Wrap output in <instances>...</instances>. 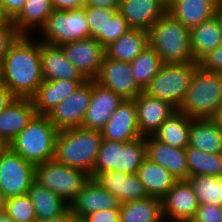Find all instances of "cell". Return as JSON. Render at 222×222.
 <instances>
[{
	"label": "cell",
	"instance_id": "19",
	"mask_svg": "<svg viewBox=\"0 0 222 222\" xmlns=\"http://www.w3.org/2000/svg\"><path fill=\"white\" fill-rule=\"evenodd\" d=\"M146 158L166 168L177 180L189 178L185 148H176L145 136Z\"/></svg>",
	"mask_w": 222,
	"mask_h": 222
},
{
	"label": "cell",
	"instance_id": "46",
	"mask_svg": "<svg viewBox=\"0 0 222 222\" xmlns=\"http://www.w3.org/2000/svg\"><path fill=\"white\" fill-rule=\"evenodd\" d=\"M53 10L68 11L85 7L84 0H51Z\"/></svg>",
	"mask_w": 222,
	"mask_h": 222
},
{
	"label": "cell",
	"instance_id": "32",
	"mask_svg": "<svg viewBox=\"0 0 222 222\" xmlns=\"http://www.w3.org/2000/svg\"><path fill=\"white\" fill-rule=\"evenodd\" d=\"M27 194L32 200L37 221L57 217L69 208L62 198L36 180L31 184Z\"/></svg>",
	"mask_w": 222,
	"mask_h": 222
},
{
	"label": "cell",
	"instance_id": "13",
	"mask_svg": "<svg viewBox=\"0 0 222 222\" xmlns=\"http://www.w3.org/2000/svg\"><path fill=\"white\" fill-rule=\"evenodd\" d=\"M161 200L165 222H191L199 206L188 180H177Z\"/></svg>",
	"mask_w": 222,
	"mask_h": 222
},
{
	"label": "cell",
	"instance_id": "7",
	"mask_svg": "<svg viewBox=\"0 0 222 222\" xmlns=\"http://www.w3.org/2000/svg\"><path fill=\"white\" fill-rule=\"evenodd\" d=\"M36 35L40 41L57 46L90 38L84 7L68 11L53 10Z\"/></svg>",
	"mask_w": 222,
	"mask_h": 222
},
{
	"label": "cell",
	"instance_id": "9",
	"mask_svg": "<svg viewBox=\"0 0 222 222\" xmlns=\"http://www.w3.org/2000/svg\"><path fill=\"white\" fill-rule=\"evenodd\" d=\"M35 181V166L6 146L0 152V189L7 198L27 194Z\"/></svg>",
	"mask_w": 222,
	"mask_h": 222
},
{
	"label": "cell",
	"instance_id": "23",
	"mask_svg": "<svg viewBox=\"0 0 222 222\" xmlns=\"http://www.w3.org/2000/svg\"><path fill=\"white\" fill-rule=\"evenodd\" d=\"M86 80H44L31 98L36 114L47 115L65 98L75 92Z\"/></svg>",
	"mask_w": 222,
	"mask_h": 222
},
{
	"label": "cell",
	"instance_id": "8",
	"mask_svg": "<svg viewBox=\"0 0 222 222\" xmlns=\"http://www.w3.org/2000/svg\"><path fill=\"white\" fill-rule=\"evenodd\" d=\"M90 179L84 171L55 160L35 166V180L62 198L68 205Z\"/></svg>",
	"mask_w": 222,
	"mask_h": 222
},
{
	"label": "cell",
	"instance_id": "53",
	"mask_svg": "<svg viewBox=\"0 0 222 222\" xmlns=\"http://www.w3.org/2000/svg\"><path fill=\"white\" fill-rule=\"evenodd\" d=\"M9 19L5 16L3 9L0 6V26L5 24Z\"/></svg>",
	"mask_w": 222,
	"mask_h": 222
},
{
	"label": "cell",
	"instance_id": "27",
	"mask_svg": "<svg viewBox=\"0 0 222 222\" xmlns=\"http://www.w3.org/2000/svg\"><path fill=\"white\" fill-rule=\"evenodd\" d=\"M137 175L148 196L162 199L173 187L177 179L163 166L145 158Z\"/></svg>",
	"mask_w": 222,
	"mask_h": 222
},
{
	"label": "cell",
	"instance_id": "56",
	"mask_svg": "<svg viewBox=\"0 0 222 222\" xmlns=\"http://www.w3.org/2000/svg\"><path fill=\"white\" fill-rule=\"evenodd\" d=\"M6 147V145L0 140V152Z\"/></svg>",
	"mask_w": 222,
	"mask_h": 222
},
{
	"label": "cell",
	"instance_id": "17",
	"mask_svg": "<svg viewBox=\"0 0 222 222\" xmlns=\"http://www.w3.org/2000/svg\"><path fill=\"white\" fill-rule=\"evenodd\" d=\"M93 179L115 196L120 203L149 197L137 173L126 174L120 171H106L98 173Z\"/></svg>",
	"mask_w": 222,
	"mask_h": 222
},
{
	"label": "cell",
	"instance_id": "14",
	"mask_svg": "<svg viewBox=\"0 0 222 222\" xmlns=\"http://www.w3.org/2000/svg\"><path fill=\"white\" fill-rule=\"evenodd\" d=\"M124 99L92 80V94L82 128L101 131Z\"/></svg>",
	"mask_w": 222,
	"mask_h": 222
},
{
	"label": "cell",
	"instance_id": "16",
	"mask_svg": "<svg viewBox=\"0 0 222 222\" xmlns=\"http://www.w3.org/2000/svg\"><path fill=\"white\" fill-rule=\"evenodd\" d=\"M120 206L118 199L101 187L94 179H89L83 189L70 202L69 209L80 222L87 214Z\"/></svg>",
	"mask_w": 222,
	"mask_h": 222
},
{
	"label": "cell",
	"instance_id": "34",
	"mask_svg": "<svg viewBox=\"0 0 222 222\" xmlns=\"http://www.w3.org/2000/svg\"><path fill=\"white\" fill-rule=\"evenodd\" d=\"M162 65L161 58L150 45L130 63L132 75L143 91Z\"/></svg>",
	"mask_w": 222,
	"mask_h": 222
},
{
	"label": "cell",
	"instance_id": "36",
	"mask_svg": "<svg viewBox=\"0 0 222 222\" xmlns=\"http://www.w3.org/2000/svg\"><path fill=\"white\" fill-rule=\"evenodd\" d=\"M187 180L192 186L199 204L222 206V177L196 175Z\"/></svg>",
	"mask_w": 222,
	"mask_h": 222
},
{
	"label": "cell",
	"instance_id": "33",
	"mask_svg": "<svg viewBox=\"0 0 222 222\" xmlns=\"http://www.w3.org/2000/svg\"><path fill=\"white\" fill-rule=\"evenodd\" d=\"M189 177L210 175L222 177V153H208L187 146L185 148Z\"/></svg>",
	"mask_w": 222,
	"mask_h": 222
},
{
	"label": "cell",
	"instance_id": "35",
	"mask_svg": "<svg viewBox=\"0 0 222 222\" xmlns=\"http://www.w3.org/2000/svg\"><path fill=\"white\" fill-rule=\"evenodd\" d=\"M145 158V136L127 143L119 141L118 167H115V171L135 174Z\"/></svg>",
	"mask_w": 222,
	"mask_h": 222
},
{
	"label": "cell",
	"instance_id": "41",
	"mask_svg": "<svg viewBox=\"0 0 222 222\" xmlns=\"http://www.w3.org/2000/svg\"><path fill=\"white\" fill-rule=\"evenodd\" d=\"M191 222H222V206L199 204Z\"/></svg>",
	"mask_w": 222,
	"mask_h": 222
},
{
	"label": "cell",
	"instance_id": "10",
	"mask_svg": "<svg viewBox=\"0 0 222 222\" xmlns=\"http://www.w3.org/2000/svg\"><path fill=\"white\" fill-rule=\"evenodd\" d=\"M92 94V80H86L75 92L60 102L48 114L58 131L81 127Z\"/></svg>",
	"mask_w": 222,
	"mask_h": 222
},
{
	"label": "cell",
	"instance_id": "15",
	"mask_svg": "<svg viewBox=\"0 0 222 222\" xmlns=\"http://www.w3.org/2000/svg\"><path fill=\"white\" fill-rule=\"evenodd\" d=\"M102 139L131 142L142 135L137 123V109L134 100L124 99L116 108L104 128Z\"/></svg>",
	"mask_w": 222,
	"mask_h": 222
},
{
	"label": "cell",
	"instance_id": "20",
	"mask_svg": "<svg viewBox=\"0 0 222 222\" xmlns=\"http://www.w3.org/2000/svg\"><path fill=\"white\" fill-rule=\"evenodd\" d=\"M118 12L130 28L149 31L167 7L160 0H120Z\"/></svg>",
	"mask_w": 222,
	"mask_h": 222
},
{
	"label": "cell",
	"instance_id": "52",
	"mask_svg": "<svg viewBox=\"0 0 222 222\" xmlns=\"http://www.w3.org/2000/svg\"><path fill=\"white\" fill-rule=\"evenodd\" d=\"M216 15L218 16V19L220 20V26L222 30V1H220L217 6Z\"/></svg>",
	"mask_w": 222,
	"mask_h": 222
},
{
	"label": "cell",
	"instance_id": "22",
	"mask_svg": "<svg viewBox=\"0 0 222 222\" xmlns=\"http://www.w3.org/2000/svg\"><path fill=\"white\" fill-rule=\"evenodd\" d=\"M40 59L44 80H86L66 58L61 46L40 41Z\"/></svg>",
	"mask_w": 222,
	"mask_h": 222
},
{
	"label": "cell",
	"instance_id": "21",
	"mask_svg": "<svg viewBox=\"0 0 222 222\" xmlns=\"http://www.w3.org/2000/svg\"><path fill=\"white\" fill-rule=\"evenodd\" d=\"M35 115L31 98H15L0 112V140L7 146Z\"/></svg>",
	"mask_w": 222,
	"mask_h": 222
},
{
	"label": "cell",
	"instance_id": "55",
	"mask_svg": "<svg viewBox=\"0 0 222 222\" xmlns=\"http://www.w3.org/2000/svg\"><path fill=\"white\" fill-rule=\"evenodd\" d=\"M166 7H168L174 0H160Z\"/></svg>",
	"mask_w": 222,
	"mask_h": 222
},
{
	"label": "cell",
	"instance_id": "31",
	"mask_svg": "<svg viewBox=\"0 0 222 222\" xmlns=\"http://www.w3.org/2000/svg\"><path fill=\"white\" fill-rule=\"evenodd\" d=\"M120 222H165L162 200L149 196L120 203Z\"/></svg>",
	"mask_w": 222,
	"mask_h": 222
},
{
	"label": "cell",
	"instance_id": "24",
	"mask_svg": "<svg viewBox=\"0 0 222 222\" xmlns=\"http://www.w3.org/2000/svg\"><path fill=\"white\" fill-rule=\"evenodd\" d=\"M219 2L220 0H174L167 7V12L188 29H192L216 15Z\"/></svg>",
	"mask_w": 222,
	"mask_h": 222
},
{
	"label": "cell",
	"instance_id": "4",
	"mask_svg": "<svg viewBox=\"0 0 222 222\" xmlns=\"http://www.w3.org/2000/svg\"><path fill=\"white\" fill-rule=\"evenodd\" d=\"M149 45L163 63L194 62L190 29L166 12L148 31Z\"/></svg>",
	"mask_w": 222,
	"mask_h": 222
},
{
	"label": "cell",
	"instance_id": "57",
	"mask_svg": "<svg viewBox=\"0 0 222 222\" xmlns=\"http://www.w3.org/2000/svg\"><path fill=\"white\" fill-rule=\"evenodd\" d=\"M0 83H1V59H0Z\"/></svg>",
	"mask_w": 222,
	"mask_h": 222
},
{
	"label": "cell",
	"instance_id": "28",
	"mask_svg": "<svg viewBox=\"0 0 222 222\" xmlns=\"http://www.w3.org/2000/svg\"><path fill=\"white\" fill-rule=\"evenodd\" d=\"M188 146L208 153H222V131L213 119H192Z\"/></svg>",
	"mask_w": 222,
	"mask_h": 222
},
{
	"label": "cell",
	"instance_id": "25",
	"mask_svg": "<svg viewBox=\"0 0 222 222\" xmlns=\"http://www.w3.org/2000/svg\"><path fill=\"white\" fill-rule=\"evenodd\" d=\"M190 44L194 62L222 44V30L217 15L190 29Z\"/></svg>",
	"mask_w": 222,
	"mask_h": 222
},
{
	"label": "cell",
	"instance_id": "49",
	"mask_svg": "<svg viewBox=\"0 0 222 222\" xmlns=\"http://www.w3.org/2000/svg\"><path fill=\"white\" fill-rule=\"evenodd\" d=\"M37 222H78L74 215L70 212V209L68 208L63 214L53 217L50 219L37 221Z\"/></svg>",
	"mask_w": 222,
	"mask_h": 222
},
{
	"label": "cell",
	"instance_id": "47",
	"mask_svg": "<svg viewBox=\"0 0 222 222\" xmlns=\"http://www.w3.org/2000/svg\"><path fill=\"white\" fill-rule=\"evenodd\" d=\"M85 7H99L118 10L120 0H84Z\"/></svg>",
	"mask_w": 222,
	"mask_h": 222
},
{
	"label": "cell",
	"instance_id": "48",
	"mask_svg": "<svg viewBox=\"0 0 222 222\" xmlns=\"http://www.w3.org/2000/svg\"><path fill=\"white\" fill-rule=\"evenodd\" d=\"M16 97L1 82L0 83V112L4 110Z\"/></svg>",
	"mask_w": 222,
	"mask_h": 222
},
{
	"label": "cell",
	"instance_id": "1",
	"mask_svg": "<svg viewBox=\"0 0 222 222\" xmlns=\"http://www.w3.org/2000/svg\"><path fill=\"white\" fill-rule=\"evenodd\" d=\"M43 81L40 40L20 35L1 59V82L16 98H32Z\"/></svg>",
	"mask_w": 222,
	"mask_h": 222
},
{
	"label": "cell",
	"instance_id": "38",
	"mask_svg": "<svg viewBox=\"0 0 222 222\" xmlns=\"http://www.w3.org/2000/svg\"><path fill=\"white\" fill-rule=\"evenodd\" d=\"M118 158L119 141L103 139L90 178L93 179L98 173L115 171V167H118Z\"/></svg>",
	"mask_w": 222,
	"mask_h": 222
},
{
	"label": "cell",
	"instance_id": "51",
	"mask_svg": "<svg viewBox=\"0 0 222 222\" xmlns=\"http://www.w3.org/2000/svg\"><path fill=\"white\" fill-rule=\"evenodd\" d=\"M7 199L8 198L6 197V195L0 189V214H3L5 212Z\"/></svg>",
	"mask_w": 222,
	"mask_h": 222
},
{
	"label": "cell",
	"instance_id": "30",
	"mask_svg": "<svg viewBox=\"0 0 222 222\" xmlns=\"http://www.w3.org/2000/svg\"><path fill=\"white\" fill-rule=\"evenodd\" d=\"M191 117L178 110L166 119L153 133V137L176 148H186L189 143Z\"/></svg>",
	"mask_w": 222,
	"mask_h": 222
},
{
	"label": "cell",
	"instance_id": "54",
	"mask_svg": "<svg viewBox=\"0 0 222 222\" xmlns=\"http://www.w3.org/2000/svg\"><path fill=\"white\" fill-rule=\"evenodd\" d=\"M0 222H11L7 216L3 213V214H0Z\"/></svg>",
	"mask_w": 222,
	"mask_h": 222
},
{
	"label": "cell",
	"instance_id": "39",
	"mask_svg": "<svg viewBox=\"0 0 222 222\" xmlns=\"http://www.w3.org/2000/svg\"><path fill=\"white\" fill-rule=\"evenodd\" d=\"M129 29L127 21L117 11L114 15H107L105 34H99L96 39L106 48Z\"/></svg>",
	"mask_w": 222,
	"mask_h": 222
},
{
	"label": "cell",
	"instance_id": "5",
	"mask_svg": "<svg viewBox=\"0 0 222 222\" xmlns=\"http://www.w3.org/2000/svg\"><path fill=\"white\" fill-rule=\"evenodd\" d=\"M222 106V74L196 70L178 111L192 119H213Z\"/></svg>",
	"mask_w": 222,
	"mask_h": 222
},
{
	"label": "cell",
	"instance_id": "40",
	"mask_svg": "<svg viewBox=\"0 0 222 222\" xmlns=\"http://www.w3.org/2000/svg\"><path fill=\"white\" fill-rule=\"evenodd\" d=\"M84 10L89 26L90 38H96L99 34H105L107 15H114L118 11L92 6L84 7Z\"/></svg>",
	"mask_w": 222,
	"mask_h": 222
},
{
	"label": "cell",
	"instance_id": "45",
	"mask_svg": "<svg viewBox=\"0 0 222 222\" xmlns=\"http://www.w3.org/2000/svg\"><path fill=\"white\" fill-rule=\"evenodd\" d=\"M26 0H0V6L5 16L13 21L21 12Z\"/></svg>",
	"mask_w": 222,
	"mask_h": 222
},
{
	"label": "cell",
	"instance_id": "11",
	"mask_svg": "<svg viewBox=\"0 0 222 222\" xmlns=\"http://www.w3.org/2000/svg\"><path fill=\"white\" fill-rule=\"evenodd\" d=\"M94 81L127 100L135 99L143 91L132 75L130 63L116 61L106 55Z\"/></svg>",
	"mask_w": 222,
	"mask_h": 222
},
{
	"label": "cell",
	"instance_id": "50",
	"mask_svg": "<svg viewBox=\"0 0 222 222\" xmlns=\"http://www.w3.org/2000/svg\"><path fill=\"white\" fill-rule=\"evenodd\" d=\"M213 120L217 124L218 128L222 131V106L217 110Z\"/></svg>",
	"mask_w": 222,
	"mask_h": 222
},
{
	"label": "cell",
	"instance_id": "44",
	"mask_svg": "<svg viewBox=\"0 0 222 222\" xmlns=\"http://www.w3.org/2000/svg\"><path fill=\"white\" fill-rule=\"evenodd\" d=\"M80 222H120V206L89 213Z\"/></svg>",
	"mask_w": 222,
	"mask_h": 222
},
{
	"label": "cell",
	"instance_id": "43",
	"mask_svg": "<svg viewBox=\"0 0 222 222\" xmlns=\"http://www.w3.org/2000/svg\"><path fill=\"white\" fill-rule=\"evenodd\" d=\"M198 63L204 71L222 74V44L209 52Z\"/></svg>",
	"mask_w": 222,
	"mask_h": 222
},
{
	"label": "cell",
	"instance_id": "37",
	"mask_svg": "<svg viewBox=\"0 0 222 222\" xmlns=\"http://www.w3.org/2000/svg\"><path fill=\"white\" fill-rule=\"evenodd\" d=\"M4 214L11 222H37L35 209L28 194L8 198Z\"/></svg>",
	"mask_w": 222,
	"mask_h": 222
},
{
	"label": "cell",
	"instance_id": "26",
	"mask_svg": "<svg viewBox=\"0 0 222 222\" xmlns=\"http://www.w3.org/2000/svg\"><path fill=\"white\" fill-rule=\"evenodd\" d=\"M147 46L148 31L130 28L105 48L106 56L116 61L131 63Z\"/></svg>",
	"mask_w": 222,
	"mask_h": 222
},
{
	"label": "cell",
	"instance_id": "6",
	"mask_svg": "<svg viewBox=\"0 0 222 222\" xmlns=\"http://www.w3.org/2000/svg\"><path fill=\"white\" fill-rule=\"evenodd\" d=\"M198 68V62L163 63L144 92L170 103L178 110Z\"/></svg>",
	"mask_w": 222,
	"mask_h": 222
},
{
	"label": "cell",
	"instance_id": "2",
	"mask_svg": "<svg viewBox=\"0 0 222 222\" xmlns=\"http://www.w3.org/2000/svg\"><path fill=\"white\" fill-rule=\"evenodd\" d=\"M102 140L97 130L77 127L58 131L54 160L91 176Z\"/></svg>",
	"mask_w": 222,
	"mask_h": 222
},
{
	"label": "cell",
	"instance_id": "42",
	"mask_svg": "<svg viewBox=\"0 0 222 222\" xmlns=\"http://www.w3.org/2000/svg\"><path fill=\"white\" fill-rule=\"evenodd\" d=\"M20 35L11 20L0 26V59Z\"/></svg>",
	"mask_w": 222,
	"mask_h": 222
},
{
	"label": "cell",
	"instance_id": "12",
	"mask_svg": "<svg viewBox=\"0 0 222 222\" xmlns=\"http://www.w3.org/2000/svg\"><path fill=\"white\" fill-rule=\"evenodd\" d=\"M66 58L86 80H94L106 55L96 38H86L61 45Z\"/></svg>",
	"mask_w": 222,
	"mask_h": 222
},
{
	"label": "cell",
	"instance_id": "18",
	"mask_svg": "<svg viewBox=\"0 0 222 222\" xmlns=\"http://www.w3.org/2000/svg\"><path fill=\"white\" fill-rule=\"evenodd\" d=\"M134 100L137 109V123L142 136H150L177 109L170 103L152 97L142 91Z\"/></svg>",
	"mask_w": 222,
	"mask_h": 222
},
{
	"label": "cell",
	"instance_id": "29",
	"mask_svg": "<svg viewBox=\"0 0 222 222\" xmlns=\"http://www.w3.org/2000/svg\"><path fill=\"white\" fill-rule=\"evenodd\" d=\"M52 11L51 0H26L23 9L12 22L21 35H35Z\"/></svg>",
	"mask_w": 222,
	"mask_h": 222
},
{
	"label": "cell",
	"instance_id": "3",
	"mask_svg": "<svg viewBox=\"0 0 222 222\" xmlns=\"http://www.w3.org/2000/svg\"><path fill=\"white\" fill-rule=\"evenodd\" d=\"M57 134L47 115L36 114L7 146L36 166L54 160Z\"/></svg>",
	"mask_w": 222,
	"mask_h": 222
}]
</instances>
